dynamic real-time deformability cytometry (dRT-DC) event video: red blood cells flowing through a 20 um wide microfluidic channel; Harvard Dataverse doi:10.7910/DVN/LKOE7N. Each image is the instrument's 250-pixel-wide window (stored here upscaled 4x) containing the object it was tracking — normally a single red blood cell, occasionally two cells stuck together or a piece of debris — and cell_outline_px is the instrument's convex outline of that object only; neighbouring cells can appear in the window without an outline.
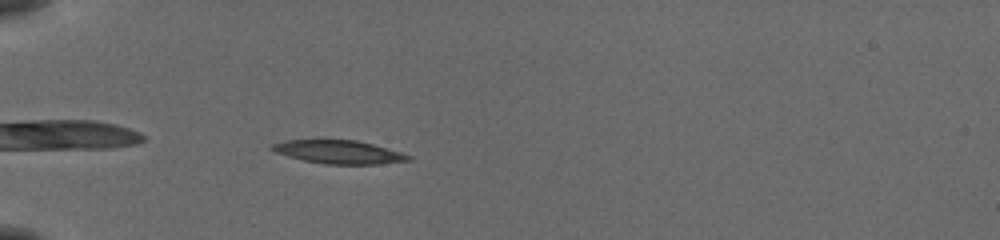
{"species": "common noctule bat (a hibernating species)", "species_latin": "Nyctalus noctula", "temperature_condition": "cold", "stored_images_in_passage": 39, "camera_frame_rate_fps": 3000, "um_per_image_px": 0.085, "animal": {"sex": "female", "body_mass_g": 19.5, "forearm_length_mm": 54.1}, "frame": {"image": 1, "passage_image": 3, "time_ms": 0.667, "image_size_px": [1000, 240], "cell_outline_px": [[412, 160], [376, 164], [324, 164], [304, 160], [288, 156], [276, 152], [268, 148], [272, 144], [284, 140], [356, 140], [372, 144], [400, 152], [412, 156]], "centroid_in_image_um": [28.77, 12.92], "position_along_channel_um": 56.2, "area_um2": 18.38}}
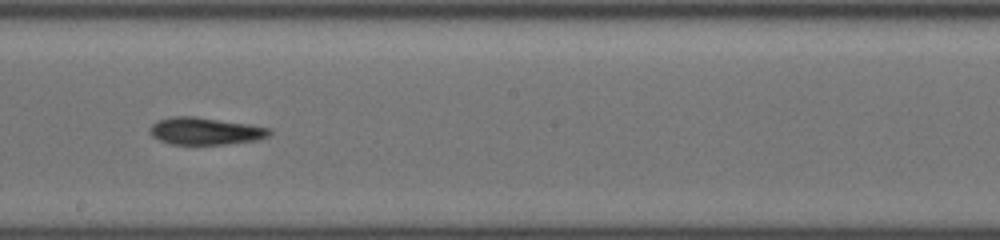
{"frame": {"image": 2, "passage_image": 18, "time_ms": 5.667, "image_size_px": [1000, 240], "cell_outline_px": [[272, 132], [268, 136], [256, 140], [224, 144], [168, 144], [152, 136], [148, 128], [152, 124], [160, 120], [176, 116], [192, 116], [248, 124], [268, 128]], "centroid_in_image_um": [17.42, 11.15], "position_along_channel_um": 230.8, "area_um2": 18.67}}
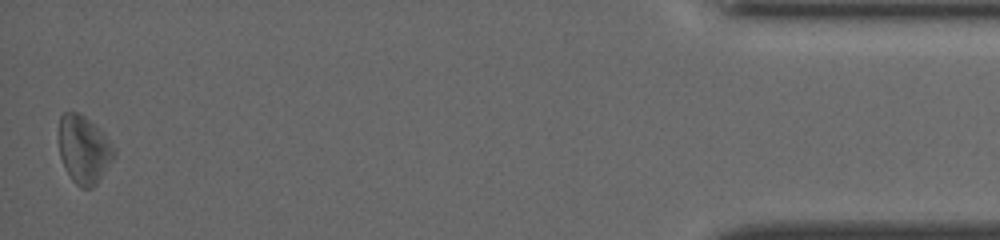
{"frame": {"image": 3, "passage_image": 39, "time_ms": 12.667, "image_size_px": [1000, 240], "cell_outline_px": [[116, 156], [96, 184], [92, 188], [80, 188], [72, 180], [60, 156], [60, 116], [64, 112], [76, 112], [84, 116], [116, 148]], "centroid_in_image_um": [7.15, 12.74], "position_along_channel_um": 428.1, "area_um2": 21.33}, "authors_computed_cell_mechanics": {"area_um2": 18.6694, "velocity_mm_per_s": 3.866, "shape_relaxation_time_tau1_ms": 4.4757, "shape_relaxation_time_tau2_ms": 3.5529, "deformation_change_tau1": 0.1132, "deformation_change_tau2": 0.132}}